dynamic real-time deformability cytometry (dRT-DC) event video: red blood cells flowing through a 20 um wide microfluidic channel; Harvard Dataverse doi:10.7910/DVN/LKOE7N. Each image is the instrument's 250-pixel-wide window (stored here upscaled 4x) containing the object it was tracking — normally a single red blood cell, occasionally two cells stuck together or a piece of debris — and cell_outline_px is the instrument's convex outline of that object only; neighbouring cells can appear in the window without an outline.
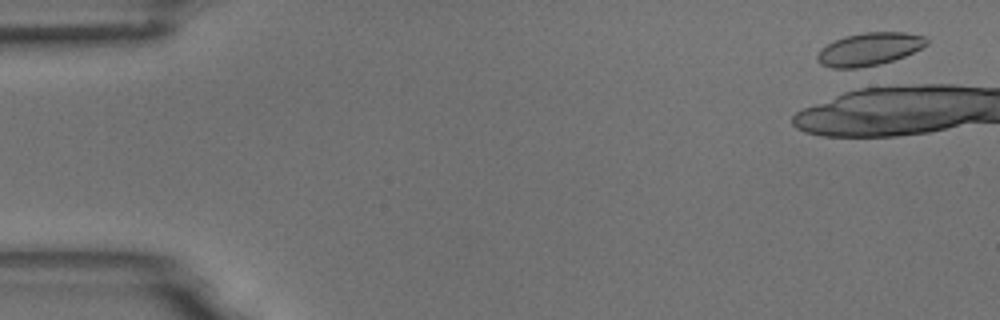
{"species": "common noctule bat (a hibernating species)", "species_latin": "Nyctalus noctula", "temperature_condition": "room temperature", "stored_images_in_passage": 6, "camera_frame_rate_fps": 3000, "um_per_image_px": 0.085, "animal": {"sex": "male", "body_mass_g": 18.8}, "frame": {"image": 1, "passage_image": 1, "time_ms": 0.0, "image_size_px": [1000, 320], "cell_outline_px": [[928, 44], [904, 56], [880, 64], [856, 68], [832, 68], [820, 64], [816, 60], [816, 56], [820, 48], [844, 36], [864, 32], [904, 32], [924, 36], [928, 40]], "centroid_in_image_um": [73.85, 4.17], "position_along_channel_um": 11.1, "area_um2": 20.87}}